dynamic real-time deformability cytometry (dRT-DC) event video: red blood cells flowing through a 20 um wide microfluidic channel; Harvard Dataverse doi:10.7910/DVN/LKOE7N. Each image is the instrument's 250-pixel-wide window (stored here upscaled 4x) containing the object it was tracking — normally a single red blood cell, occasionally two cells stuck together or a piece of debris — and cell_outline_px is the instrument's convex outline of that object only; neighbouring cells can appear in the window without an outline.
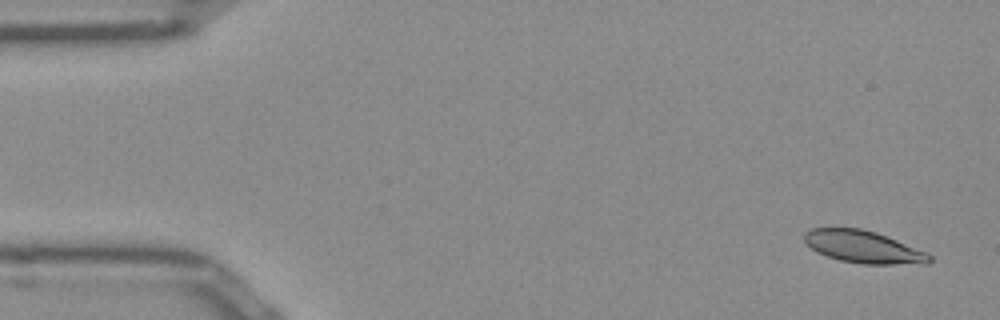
{"species": "Egyptian fruit bat (a non-hibernating species)", "species_latin": "Rousettus aegyptiacus", "temperature_condition": "room temperature", "stored_images_in_passage": 50, "camera_frame_rate_fps": 3000, "um_per_image_px": 0.085, "frame": {"image": 1, "passage_image": 1, "time_ms": 0.0, "image_size_px": [1000, 320], "cell_outline_px": [[932, 260], [928, 264], [864, 264], [840, 260], [816, 252], [804, 240], [804, 232], [812, 228], [860, 228], [876, 232], [928, 252], [932, 256]], "centroid_in_image_um": [73.43, 20.99], "position_along_channel_um": 11.6, "area_um2": 23.58}}
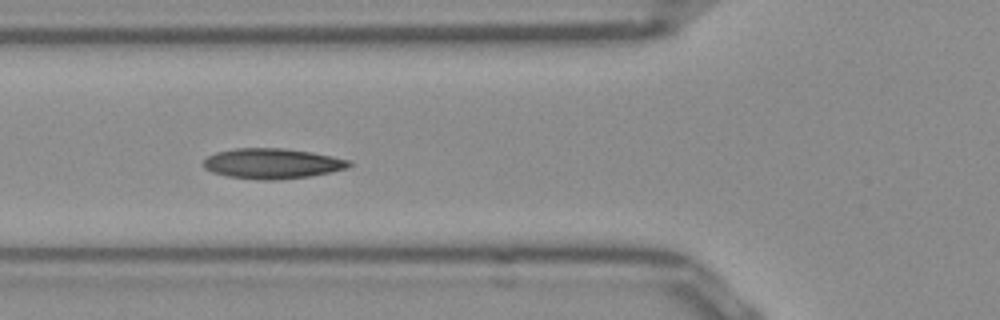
{"frame": {"image": 2, "passage_image": 17, "time_ms": 5.333, "image_size_px": [1000, 320], "cell_outline_px": [[352, 164], [348, 168], [308, 176], [276, 180], [260, 180], [228, 176], [212, 172], [204, 168], [204, 160], [208, 156], [216, 152], [236, 148], [284, 148], [312, 152], [348, 160]], "centroid_in_image_um": [23.11, 13.89], "position_along_channel_um": 102.7, "area_um2": 25.49}}
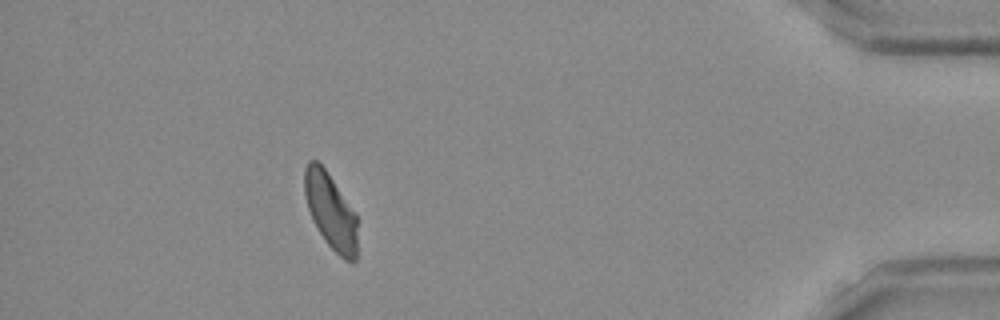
{"frame": {"image": 3, "passage_image": 45, "time_ms": 14.667, "image_size_px": [1000, 320], "cell_outline_px": [[356, 260], [352, 264], [344, 260], [324, 240], [312, 220], [308, 208], [304, 192], [304, 168], [308, 160], [316, 160], [324, 168], [356, 212]], "centroid_in_image_um": [28.1, 17.95], "position_along_channel_um": 407.1, "area_um2": 23.35}, "authors_computed_cell_mechanics": {"area_um2": 24.3916, "velocity_mm_per_s": 3.8652, "shape_relaxation_time_tau1_ms": 6.3282, "shape_relaxation_time_tau2_ms": 2.293, "deformation_change_tau1": 0.1578, "deformation_change_tau2": 0.0763}}